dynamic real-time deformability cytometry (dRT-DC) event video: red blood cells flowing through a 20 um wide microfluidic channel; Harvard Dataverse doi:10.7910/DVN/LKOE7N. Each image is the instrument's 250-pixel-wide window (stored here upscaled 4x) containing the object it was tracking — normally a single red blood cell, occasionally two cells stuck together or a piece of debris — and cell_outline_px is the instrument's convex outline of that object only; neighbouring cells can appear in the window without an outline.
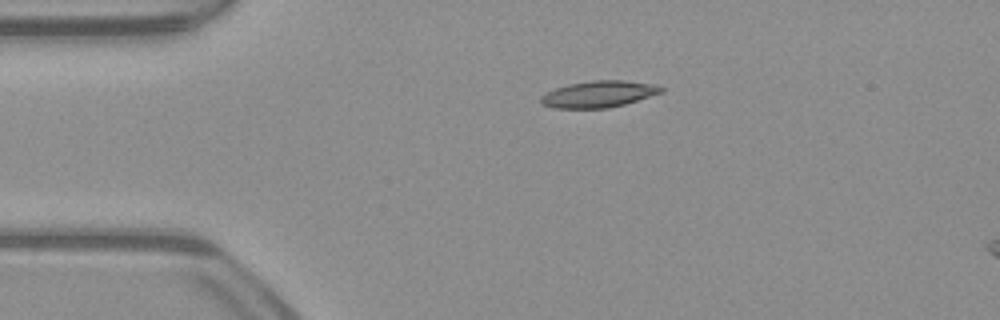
{"species": "common noctule bat (a hibernating species)", "species_latin": "Nyctalus noctula", "temperature_condition": "warm", "stored_images_in_passage": 37, "camera_frame_rate_fps": 3000, "um_per_image_px": 0.085, "animal": {"sex": "male", "body_mass_g": 23.1, "forearm_length_mm": 52.7}, "frame": {"image": 1, "passage_image": 1, "time_ms": 0.0, "image_size_px": [1000, 320], "cell_outline_px": [[664, 92], [624, 104], [608, 108], [556, 108], [540, 104], [540, 96], [544, 92], [568, 84], [592, 80], [624, 80], [660, 84], [664, 88]], "centroid_in_image_um": [50.91, 7.99], "position_along_channel_um": 34.1, "area_um2": 18.9}}
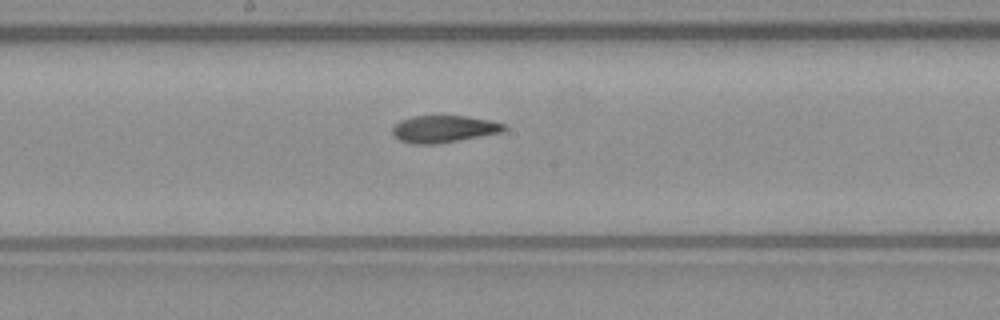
{"frame": {"image": 2, "passage_image": 17, "time_ms": 5.333, "image_size_px": [1000, 320], "cell_outline_px": [[508, 128], [500, 132], [436, 144], [412, 144], [400, 140], [392, 132], [392, 128], [400, 120], [412, 116], [468, 116], [488, 120], [504, 124]], "centroid_in_image_um": [37.69, 10.95], "position_along_channel_um": 210.5, "area_um2": 17.34}}
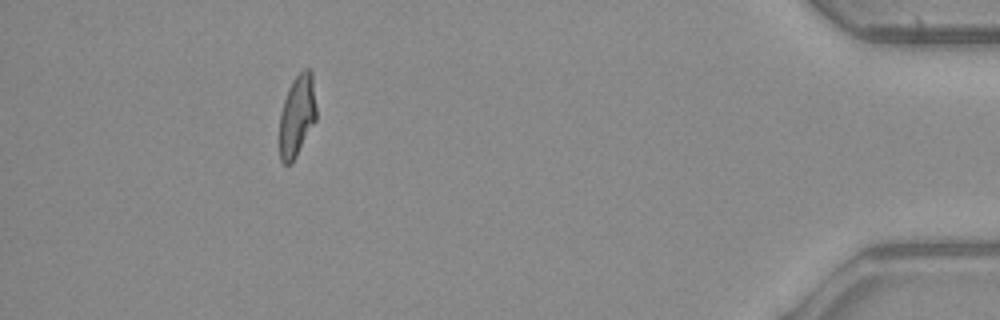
{"frame": {"image": 3, "passage_image": 37, "time_ms": 12.0, "image_size_px": [1000, 320], "cell_outline_px": [[316, 120], [292, 164], [284, 164], [280, 160], [280, 112], [288, 88], [292, 80], [304, 68], [308, 68], [312, 72], [316, 108]], "centroid_in_image_um": [25.25, 9.83], "position_along_channel_um": 410.0, "area_um2": 17.57}, "authors_computed_cell_mechanics": {"area_um2": 18.0336, "velocity_mm_per_s": 3.9846, "shape_relaxation_time_tau1_ms": null, "shape_relaxation_time_tau2_ms": 2.752, "deformation_change_tau1": null, "deformation_change_tau2": 0.0927}}